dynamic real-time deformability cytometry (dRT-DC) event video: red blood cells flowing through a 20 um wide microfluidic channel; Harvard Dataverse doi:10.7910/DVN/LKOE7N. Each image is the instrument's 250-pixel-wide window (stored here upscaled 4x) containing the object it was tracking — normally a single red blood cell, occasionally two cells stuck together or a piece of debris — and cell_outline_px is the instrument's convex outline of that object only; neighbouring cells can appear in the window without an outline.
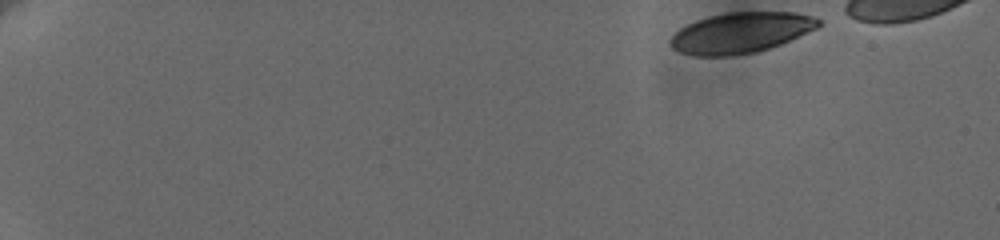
{"species": "human", "species_latin": "Homo sapiens", "temperature_condition": "cold", "stored_images_in_passage": 53, "camera_frame_rate_fps": 3000, "um_per_image_px": 0.085, "donor": {"sex": "female"}, "frame": {"image": 1, "passage_image": 1, "time_ms": 0.0, "image_size_px": [1000, 240], "cell_outline_px": [[820, 24], [816, 28], [780, 44], [756, 52], [724, 56], [696, 56], [680, 52], [672, 48], [668, 40], [680, 28], [696, 20], [708, 16], [728, 12], [792, 12], [812, 16], [820, 20]], "centroid_in_image_um": [62.92, 2.78], "position_along_channel_um": 22.1, "area_um2": 34.74}}
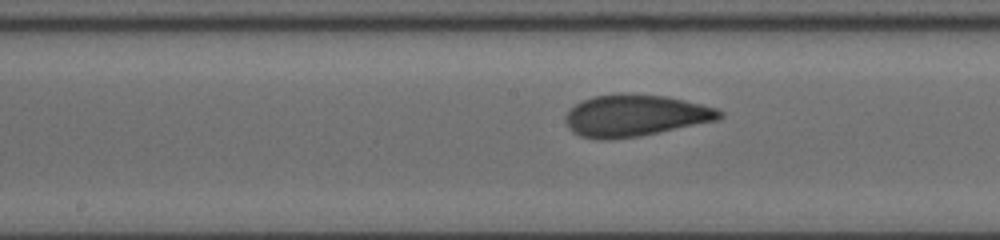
{"frame": {"image": 2, "passage_image": 28, "time_ms": 9.0, "image_size_px": [1000, 240], "cell_outline_px": [[724, 116], [716, 120], [640, 136], [580, 136], [572, 132], [568, 128], [568, 112], [576, 104], [592, 96], [616, 92], [624, 92], [664, 96], [684, 100], [716, 108], [724, 112]], "centroid_in_image_um": [54.05, 9.76], "position_along_channel_um": 194.2, "area_um2": 36.41}}
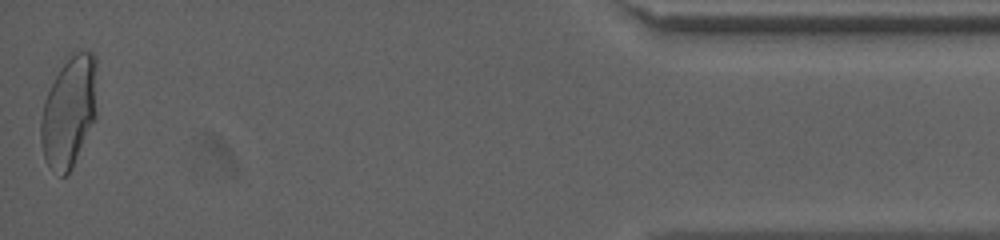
{"frame": {"image": 3, "passage_image": 53, "time_ms": 17.333, "image_size_px": [1000, 240], "cell_outline_px": [[96, 116], [72, 168], [68, 176], [60, 176], [44, 160], [40, 140], [40, 120], [44, 100], [68, 52], [72, 48], [92, 52], [96, 56]], "centroid_in_image_um": [5.86, 9.43], "position_along_channel_um": 429.3, "area_um2": 36.93}}